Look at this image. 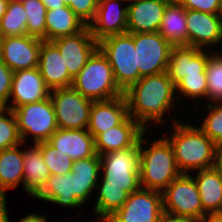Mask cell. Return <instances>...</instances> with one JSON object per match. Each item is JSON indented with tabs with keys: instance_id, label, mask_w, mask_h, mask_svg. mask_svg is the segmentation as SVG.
Returning a JSON list of instances; mask_svg holds the SVG:
<instances>
[{
	"instance_id": "1",
	"label": "cell",
	"mask_w": 222,
	"mask_h": 222,
	"mask_svg": "<svg viewBox=\"0 0 222 222\" xmlns=\"http://www.w3.org/2000/svg\"><path fill=\"white\" fill-rule=\"evenodd\" d=\"M100 162L103 180L95 186L100 194L94 210L106 222L123 206L129 194L140 188L139 141L133 147L100 155Z\"/></svg>"
},
{
	"instance_id": "2",
	"label": "cell",
	"mask_w": 222,
	"mask_h": 222,
	"mask_svg": "<svg viewBox=\"0 0 222 222\" xmlns=\"http://www.w3.org/2000/svg\"><path fill=\"white\" fill-rule=\"evenodd\" d=\"M176 91L167 72L141 77L124 92L129 116L144 129L145 122H161L165 111L171 109Z\"/></svg>"
},
{
	"instance_id": "3",
	"label": "cell",
	"mask_w": 222,
	"mask_h": 222,
	"mask_svg": "<svg viewBox=\"0 0 222 222\" xmlns=\"http://www.w3.org/2000/svg\"><path fill=\"white\" fill-rule=\"evenodd\" d=\"M174 133L166 138L173 150L178 169L188 171L209 169L215 165L217 145L200 128L173 123Z\"/></svg>"
},
{
	"instance_id": "4",
	"label": "cell",
	"mask_w": 222,
	"mask_h": 222,
	"mask_svg": "<svg viewBox=\"0 0 222 222\" xmlns=\"http://www.w3.org/2000/svg\"><path fill=\"white\" fill-rule=\"evenodd\" d=\"M143 135L144 133L139 139L140 187L163 192L182 173L178 169L172 147L166 138L151 142L152 146L145 150L142 146Z\"/></svg>"
},
{
	"instance_id": "5",
	"label": "cell",
	"mask_w": 222,
	"mask_h": 222,
	"mask_svg": "<svg viewBox=\"0 0 222 222\" xmlns=\"http://www.w3.org/2000/svg\"><path fill=\"white\" fill-rule=\"evenodd\" d=\"M72 87L83 97L93 101L108 100L124 95L115 82L107 57L99 48L74 77Z\"/></svg>"
},
{
	"instance_id": "6",
	"label": "cell",
	"mask_w": 222,
	"mask_h": 222,
	"mask_svg": "<svg viewBox=\"0 0 222 222\" xmlns=\"http://www.w3.org/2000/svg\"><path fill=\"white\" fill-rule=\"evenodd\" d=\"M98 48L107 57L115 82L123 92L142 77L137 66V50L129 33L107 37L98 42Z\"/></svg>"
},
{
	"instance_id": "7",
	"label": "cell",
	"mask_w": 222,
	"mask_h": 222,
	"mask_svg": "<svg viewBox=\"0 0 222 222\" xmlns=\"http://www.w3.org/2000/svg\"><path fill=\"white\" fill-rule=\"evenodd\" d=\"M163 211L201 222L206 216L199 190L189 173L175 178L162 192Z\"/></svg>"
},
{
	"instance_id": "8",
	"label": "cell",
	"mask_w": 222,
	"mask_h": 222,
	"mask_svg": "<svg viewBox=\"0 0 222 222\" xmlns=\"http://www.w3.org/2000/svg\"><path fill=\"white\" fill-rule=\"evenodd\" d=\"M12 111L23 143L28 134L33 136L35 144L48 141L58 129L54 107L50 98L19 106Z\"/></svg>"
},
{
	"instance_id": "9",
	"label": "cell",
	"mask_w": 222,
	"mask_h": 222,
	"mask_svg": "<svg viewBox=\"0 0 222 222\" xmlns=\"http://www.w3.org/2000/svg\"><path fill=\"white\" fill-rule=\"evenodd\" d=\"M57 126L60 129H87L93 100L83 97L72 86L50 92Z\"/></svg>"
},
{
	"instance_id": "10",
	"label": "cell",
	"mask_w": 222,
	"mask_h": 222,
	"mask_svg": "<svg viewBox=\"0 0 222 222\" xmlns=\"http://www.w3.org/2000/svg\"><path fill=\"white\" fill-rule=\"evenodd\" d=\"M137 50V66L140 75L148 76L167 72L173 45L159 32L129 33Z\"/></svg>"
},
{
	"instance_id": "11",
	"label": "cell",
	"mask_w": 222,
	"mask_h": 222,
	"mask_svg": "<svg viewBox=\"0 0 222 222\" xmlns=\"http://www.w3.org/2000/svg\"><path fill=\"white\" fill-rule=\"evenodd\" d=\"M162 213V192L140 187L106 222H158Z\"/></svg>"
},
{
	"instance_id": "12",
	"label": "cell",
	"mask_w": 222,
	"mask_h": 222,
	"mask_svg": "<svg viewBox=\"0 0 222 222\" xmlns=\"http://www.w3.org/2000/svg\"><path fill=\"white\" fill-rule=\"evenodd\" d=\"M41 39L23 35L0 38V59L13 72L38 67Z\"/></svg>"
},
{
	"instance_id": "13",
	"label": "cell",
	"mask_w": 222,
	"mask_h": 222,
	"mask_svg": "<svg viewBox=\"0 0 222 222\" xmlns=\"http://www.w3.org/2000/svg\"><path fill=\"white\" fill-rule=\"evenodd\" d=\"M51 42L59 49L65 66L73 78L98 49V42L93 38L88 26L75 35L59 37Z\"/></svg>"
},
{
	"instance_id": "14",
	"label": "cell",
	"mask_w": 222,
	"mask_h": 222,
	"mask_svg": "<svg viewBox=\"0 0 222 222\" xmlns=\"http://www.w3.org/2000/svg\"><path fill=\"white\" fill-rule=\"evenodd\" d=\"M51 89L45 84L38 67L15 71L13 74L10 97H13L11 110L19 106L50 98Z\"/></svg>"
},
{
	"instance_id": "15",
	"label": "cell",
	"mask_w": 222,
	"mask_h": 222,
	"mask_svg": "<svg viewBox=\"0 0 222 222\" xmlns=\"http://www.w3.org/2000/svg\"><path fill=\"white\" fill-rule=\"evenodd\" d=\"M115 5L118 10L114 9ZM120 7L118 0H99L95 17L88 25L97 42L113 35L127 33V6Z\"/></svg>"
},
{
	"instance_id": "16",
	"label": "cell",
	"mask_w": 222,
	"mask_h": 222,
	"mask_svg": "<svg viewBox=\"0 0 222 222\" xmlns=\"http://www.w3.org/2000/svg\"><path fill=\"white\" fill-rule=\"evenodd\" d=\"M127 5V33L158 32L168 0H135Z\"/></svg>"
},
{
	"instance_id": "17",
	"label": "cell",
	"mask_w": 222,
	"mask_h": 222,
	"mask_svg": "<svg viewBox=\"0 0 222 222\" xmlns=\"http://www.w3.org/2000/svg\"><path fill=\"white\" fill-rule=\"evenodd\" d=\"M186 25L188 46L202 49L222 40V23L217 14L186 10Z\"/></svg>"
},
{
	"instance_id": "18",
	"label": "cell",
	"mask_w": 222,
	"mask_h": 222,
	"mask_svg": "<svg viewBox=\"0 0 222 222\" xmlns=\"http://www.w3.org/2000/svg\"><path fill=\"white\" fill-rule=\"evenodd\" d=\"M128 116V104L124 95L93 101L87 130L95 139L100 133L121 124Z\"/></svg>"
},
{
	"instance_id": "19",
	"label": "cell",
	"mask_w": 222,
	"mask_h": 222,
	"mask_svg": "<svg viewBox=\"0 0 222 222\" xmlns=\"http://www.w3.org/2000/svg\"><path fill=\"white\" fill-rule=\"evenodd\" d=\"M145 129L131 116L118 126L111 127L100 133L95 139V151L98 155L133 147Z\"/></svg>"
},
{
	"instance_id": "20",
	"label": "cell",
	"mask_w": 222,
	"mask_h": 222,
	"mask_svg": "<svg viewBox=\"0 0 222 222\" xmlns=\"http://www.w3.org/2000/svg\"><path fill=\"white\" fill-rule=\"evenodd\" d=\"M208 55L200 48L181 45L173 46L168 61L167 74L176 85L184 74L206 73Z\"/></svg>"
},
{
	"instance_id": "21",
	"label": "cell",
	"mask_w": 222,
	"mask_h": 222,
	"mask_svg": "<svg viewBox=\"0 0 222 222\" xmlns=\"http://www.w3.org/2000/svg\"><path fill=\"white\" fill-rule=\"evenodd\" d=\"M38 69L51 90L72 86L74 78L69 74L59 49L51 41L41 42Z\"/></svg>"
},
{
	"instance_id": "22",
	"label": "cell",
	"mask_w": 222,
	"mask_h": 222,
	"mask_svg": "<svg viewBox=\"0 0 222 222\" xmlns=\"http://www.w3.org/2000/svg\"><path fill=\"white\" fill-rule=\"evenodd\" d=\"M48 142L73 161L93 157L96 154L94 137L87 129L58 128Z\"/></svg>"
},
{
	"instance_id": "23",
	"label": "cell",
	"mask_w": 222,
	"mask_h": 222,
	"mask_svg": "<svg viewBox=\"0 0 222 222\" xmlns=\"http://www.w3.org/2000/svg\"><path fill=\"white\" fill-rule=\"evenodd\" d=\"M77 184L75 175H50L42 189L34 196L37 199L49 201L67 207H79L76 200Z\"/></svg>"
},
{
	"instance_id": "24",
	"label": "cell",
	"mask_w": 222,
	"mask_h": 222,
	"mask_svg": "<svg viewBox=\"0 0 222 222\" xmlns=\"http://www.w3.org/2000/svg\"><path fill=\"white\" fill-rule=\"evenodd\" d=\"M196 181L203 211L209 215H222V178L214 168L199 170Z\"/></svg>"
},
{
	"instance_id": "25",
	"label": "cell",
	"mask_w": 222,
	"mask_h": 222,
	"mask_svg": "<svg viewBox=\"0 0 222 222\" xmlns=\"http://www.w3.org/2000/svg\"><path fill=\"white\" fill-rule=\"evenodd\" d=\"M45 23L46 41L75 35L87 27L69 6L47 10Z\"/></svg>"
},
{
	"instance_id": "26",
	"label": "cell",
	"mask_w": 222,
	"mask_h": 222,
	"mask_svg": "<svg viewBox=\"0 0 222 222\" xmlns=\"http://www.w3.org/2000/svg\"><path fill=\"white\" fill-rule=\"evenodd\" d=\"M158 32L173 46H188L186 9L179 2L167 4Z\"/></svg>"
},
{
	"instance_id": "27",
	"label": "cell",
	"mask_w": 222,
	"mask_h": 222,
	"mask_svg": "<svg viewBox=\"0 0 222 222\" xmlns=\"http://www.w3.org/2000/svg\"><path fill=\"white\" fill-rule=\"evenodd\" d=\"M24 151L23 188L31 196H35L50 177V171L44 162L41 148L34 143V147Z\"/></svg>"
},
{
	"instance_id": "28",
	"label": "cell",
	"mask_w": 222,
	"mask_h": 222,
	"mask_svg": "<svg viewBox=\"0 0 222 222\" xmlns=\"http://www.w3.org/2000/svg\"><path fill=\"white\" fill-rule=\"evenodd\" d=\"M19 145L0 151V198L5 199V191L23 183L24 152Z\"/></svg>"
},
{
	"instance_id": "29",
	"label": "cell",
	"mask_w": 222,
	"mask_h": 222,
	"mask_svg": "<svg viewBox=\"0 0 222 222\" xmlns=\"http://www.w3.org/2000/svg\"><path fill=\"white\" fill-rule=\"evenodd\" d=\"M101 170L100 155L83 158L73 162L71 175H75L77 192L76 200L82 205L97 185L99 171Z\"/></svg>"
},
{
	"instance_id": "30",
	"label": "cell",
	"mask_w": 222,
	"mask_h": 222,
	"mask_svg": "<svg viewBox=\"0 0 222 222\" xmlns=\"http://www.w3.org/2000/svg\"><path fill=\"white\" fill-rule=\"evenodd\" d=\"M27 16L20 2H9L0 20V38L23 36L27 34Z\"/></svg>"
},
{
	"instance_id": "31",
	"label": "cell",
	"mask_w": 222,
	"mask_h": 222,
	"mask_svg": "<svg viewBox=\"0 0 222 222\" xmlns=\"http://www.w3.org/2000/svg\"><path fill=\"white\" fill-rule=\"evenodd\" d=\"M22 5L27 16V35L46 41V6L41 0H28Z\"/></svg>"
},
{
	"instance_id": "32",
	"label": "cell",
	"mask_w": 222,
	"mask_h": 222,
	"mask_svg": "<svg viewBox=\"0 0 222 222\" xmlns=\"http://www.w3.org/2000/svg\"><path fill=\"white\" fill-rule=\"evenodd\" d=\"M41 148V154L51 175L67 174L72 171L73 160L58 151L48 141L36 143Z\"/></svg>"
},
{
	"instance_id": "33",
	"label": "cell",
	"mask_w": 222,
	"mask_h": 222,
	"mask_svg": "<svg viewBox=\"0 0 222 222\" xmlns=\"http://www.w3.org/2000/svg\"><path fill=\"white\" fill-rule=\"evenodd\" d=\"M212 55L206 66L207 97L219 104L222 102V57L218 53Z\"/></svg>"
},
{
	"instance_id": "34",
	"label": "cell",
	"mask_w": 222,
	"mask_h": 222,
	"mask_svg": "<svg viewBox=\"0 0 222 222\" xmlns=\"http://www.w3.org/2000/svg\"><path fill=\"white\" fill-rule=\"evenodd\" d=\"M4 111L9 114V117L3 115ZM21 144L23 142L13 111L9 108H0V151Z\"/></svg>"
},
{
	"instance_id": "35",
	"label": "cell",
	"mask_w": 222,
	"mask_h": 222,
	"mask_svg": "<svg viewBox=\"0 0 222 222\" xmlns=\"http://www.w3.org/2000/svg\"><path fill=\"white\" fill-rule=\"evenodd\" d=\"M175 89L190 98L206 97V73L184 74V77L175 85Z\"/></svg>"
},
{
	"instance_id": "36",
	"label": "cell",
	"mask_w": 222,
	"mask_h": 222,
	"mask_svg": "<svg viewBox=\"0 0 222 222\" xmlns=\"http://www.w3.org/2000/svg\"><path fill=\"white\" fill-rule=\"evenodd\" d=\"M208 104L209 114L203 120L201 131L206 134L216 145L222 144V102L219 105L213 106Z\"/></svg>"
},
{
	"instance_id": "37",
	"label": "cell",
	"mask_w": 222,
	"mask_h": 222,
	"mask_svg": "<svg viewBox=\"0 0 222 222\" xmlns=\"http://www.w3.org/2000/svg\"><path fill=\"white\" fill-rule=\"evenodd\" d=\"M88 26L95 17L99 0H62Z\"/></svg>"
},
{
	"instance_id": "38",
	"label": "cell",
	"mask_w": 222,
	"mask_h": 222,
	"mask_svg": "<svg viewBox=\"0 0 222 222\" xmlns=\"http://www.w3.org/2000/svg\"><path fill=\"white\" fill-rule=\"evenodd\" d=\"M14 72L0 59V108H6Z\"/></svg>"
},
{
	"instance_id": "39",
	"label": "cell",
	"mask_w": 222,
	"mask_h": 222,
	"mask_svg": "<svg viewBox=\"0 0 222 222\" xmlns=\"http://www.w3.org/2000/svg\"><path fill=\"white\" fill-rule=\"evenodd\" d=\"M179 3L186 10H197L201 12L217 14L220 0H180Z\"/></svg>"
},
{
	"instance_id": "40",
	"label": "cell",
	"mask_w": 222,
	"mask_h": 222,
	"mask_svg": "<svg viewBox=\"0 0 222 222\" xmlns=\"http://www.w3.org/2000/svg\"><path fill=\"white\" fill-rule=\"evenodd\" d=\"M158 222H198V221L194 220L193 218H189L186 216H177L163 211Z\"/></svg>"
},
{
	"instance_id": "41",
	"label": "cell",
	"mask_w": 222,
	"mask_h": 222,
	"mask_svg": "<svg viewBox=\"0 0 222 222\" xmlns=\"http://www.w3.org/2000/svg\"><path fill=\"white\" fill-rule=\"evenodd\" d=\"M214 168L219 172L222 178V144L217 145Z\"/></svg>"
},
{
	"instance_id": "42",
	"label": "cell",
	"mask_w": 222,
	"mask_h": 222,
	"mask_svg": "<svg viewBox=\"0 0 222 222\" xmlns=\"http://www.w3.org/2000/svg\"><path fill=\"white\" fill-rule=\"evenodd\" d=\"M42 3L46 6L47 10L63 8L67 6L62 0H41Z\"/></svg>"
},
{
	"instance_id": "43",
	"label": "cell",
	"mask_w": 222,
	"mask_h": 222,
	"mask_svg": "<svg viewBox=\"0 0 222 222\" xmlns=\"http://www.w3.org/2000/svg\"><path fill=\"white\" fill-rule=\"evenodd\" d=\"M20 222H47L45 216L30 214L20 220Z\"/></svg>"
},
{
	"instance_id": "44",
	"label": "cell",
	"mask_w": 222,
	"mask_h": 222,
	"mask_svg": "<svg viewBox=\"0 0 222 222\" xmlns=\"http://www.w3.org/2000/svg\"><path fill=\"white\" fill-rule=\"evenodd\" d=\"M201 222H222V215L206 216Z\"/></svg>"
},
{
	"instance_id": "45",
	"label": "cell",
	"mask_w": 222,
	"mask_h": 222,
	"mask_svg": "<svg viewBox=\"0 0 222 222\" xmlns=\"http://www.w3.org/2000/svg\"><path fill=\"white\" fill-rule=\"evenodd\" d=\"M8 3V0H0V20L6 13Z\"/></svg>"
},
{
	"instance_id": "46",
	"label": "cell",
	"mask_w": 222,
	"mask_h": 222,
	"mask_svg": "<svg viewBox=\"0 0 222 222\" xmlns=\"http://www.w3.org/2000/svg\"><path fill=\"white\" fill-rule=\"evenodd\" d=\"M6 207V200L0 198V222H3V214Z\"/></svg>"
},
{
	"instance_id": "47",
	"label": "cell",
	"mask_w": 222,
	"mask_h": 222,
	"mask_svg": "<svg viewBox=\"0 0 222 222\" xmlns=\"http://www.w3.org/2000/svg\"><path fill=\"white\" fill-rule=\"evenodd\" d=\"M217 16L220 18L221 23H222V0H220V5H219L218 12H217Z\"/></svg>"
},
{
	"instance_id": "48",
	"label": "cell",
	"mask_w": 222,
	"mask_h": 222,
	"mask_svg": "<svg viewBox=\"0 0 222 222\" xmlns=\"http://www.w3.org/2000/svg\"><path fill=\"white\" fill-rule=\"evenodd\" d=\"M7 212L8 211H7L6 207H5V211H4V214H3V222H9V220H8V213Z\"/></svg>"
},
{
	"instance_id": "49",
	"label": "cell",
	"mask_w": 222,
	"mask_h": 222,
	"mask_svg": "<svg viewBox=\"0 0 222 222\" xmlns=\"http://www.w3.org/2000/svg\"><path fill=\"white\" fill-rule=\"evenodd\" d=\"M25 1H28V0H8V2H20V3H23Z\"/></svg>"
},
{
	"instance_id": "50",
	"label": "cell",
	"mask_w": 222,
	"mask_h": 222,
	"mask_svg": "<svg viewBox=\"0 0 222 222\" xmlns=\"http://www.w3.org/2000/svg\"><path fill=\"white\" fill-rule=\"evenodd\" d=\"M168 1H175V2H179L180 0H168Z\"/></svg>"
},
{
	"instance_id": "51",
	"label": "cell",
	"mask_w": 222,
	"mask_h": 222,
	"mask_svg": "<svg viewBox=\"0 0 222 222\" xmlns=\"http://www.w3.org/2000/svg\"><path fill=\"white\" fill-rule=\"evenodd\" d=\"M124 1H126V2H128V1H129V2H132V1H135V0H124Z\"/></svg>"
}]
</instances>
